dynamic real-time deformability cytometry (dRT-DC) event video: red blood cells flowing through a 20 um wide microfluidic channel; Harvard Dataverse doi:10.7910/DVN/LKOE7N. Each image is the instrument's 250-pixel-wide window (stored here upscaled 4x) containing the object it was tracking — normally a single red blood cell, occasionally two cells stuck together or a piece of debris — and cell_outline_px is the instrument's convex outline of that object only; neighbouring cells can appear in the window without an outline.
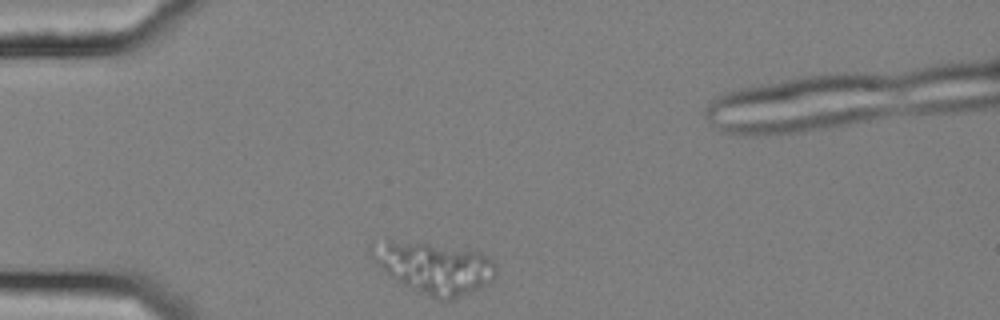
{"species": "common noctule bat (a hibernating species)", "species_latin": "Nyctalus noctula", "temperature_condition": "cold", "stored_images_in_passage": 35, "camera_frame_rate_fps": 3000, "um_per_image_px": 0.085, "animal": {"sex": "female", "body_mass_g": 25.1}, "frame": {"image": 1, "passage_image": 1, "time_ms": 0.0, "image_size_px": [1000, 320], "cell_outline_px": [[496, 272], [492, 280], [488, 284], [480, 288], [452, 300], [440, 300], [404, 284], [396, 280], [368, 252], [368, 244], [372, 240], [392, 240], [428, 244], [480, 252], [492, 260], [496, 264]], "centroid_in_image_um": [36.9, 22.73], "position_along_channel_um": 48.1, "area_um2": 36.65}}
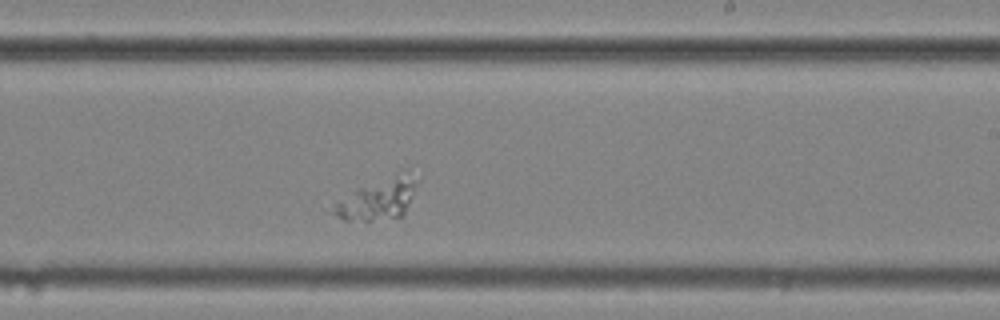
{"frame": {"image": 2, "passage_image": 21, "time_ms": 6.667, "image_size_px": [1000, 320], "cell_outline_px": [[420, 180], [404, 216], [368, 220], [344, 220], [336, 216], [332, 212], [336, 204], [356, 188], [400, 168], [408, 168]], "centroid_in_image_um": [32.27, 16.8], "position_along_channel_um": 256.7, "area_um2": 20.81}}
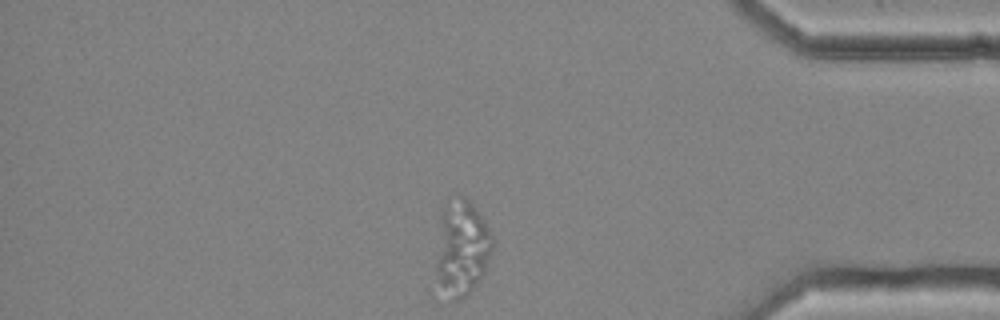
{"frame": {"image": 3, "passage_image": 35, "time_ms": 11.333, "image_size_px": [1000, 320], "cell_outline_px": [[496, 240], [484, 272], [472, 292], [468, 296], [460, 300], [452, 300], [440, 280], [436, 272], [436, 264], [440, 216], [444, 200], [460, 196], [464, 196], [472, 204]], "centroid_in_image_um": [39.28, 21.03], "position_along_channel_um": 395.9, "area_um2": 31.27}}